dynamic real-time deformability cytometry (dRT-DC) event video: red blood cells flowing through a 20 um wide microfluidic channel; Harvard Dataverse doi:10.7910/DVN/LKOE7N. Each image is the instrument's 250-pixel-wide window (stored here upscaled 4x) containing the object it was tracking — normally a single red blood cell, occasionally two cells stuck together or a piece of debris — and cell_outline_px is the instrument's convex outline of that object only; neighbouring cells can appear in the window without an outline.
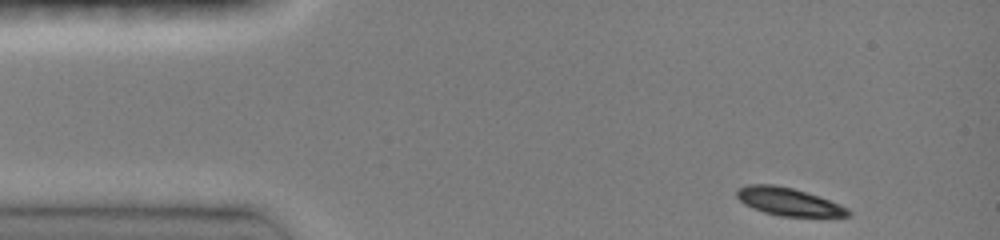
{"species": "common noctule bat (a hibernating species)", "species_latin": "Nyctalus noctula", "temperature_condition": "room temperature", "stored_images_in_passage": 31, "camera_frame_rate_fps": 3000, "um_per_image_px": 0.085, "animal": {"sex": "female", "body_mass_g": 19.0, "forearm_length_mm": 51.5}, "frame": {"image": 1, "passage_image": 1, "time_ms": 0.0, "image_size_px": [1000, 240], "cell_outline_px": [[852, 216], [780, 216], [764, 212], [752, 208], [744, 204], [736, 196], [736, 188], [748, 184], [776, 184], [792, 188], [820, 196], [840, 204], [848, 208], [852, 212]], "centroid_in_image_um": [67.02, 17.13], "position_along_channel_um": 18.0, "area_um2": 18.21}}
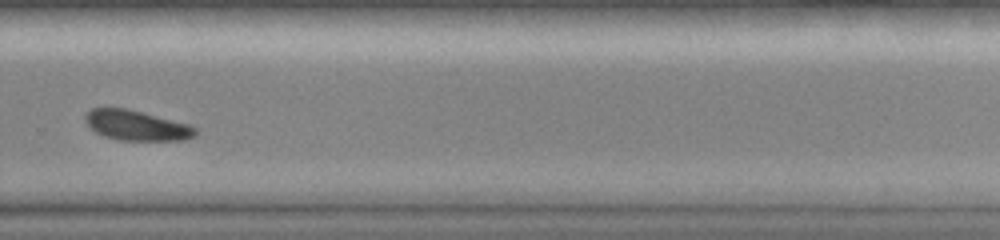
{"frame": {"image": 2, "passage_image": 24, "time_ms": 9.333, "image_size_px": [1000, 240], "cell_outline_px": [[200, 132], [196, 136], [184, 140], [120, 140], [104, 136], [96, 132], [84, 120], [84, 116], [92, 108], [128, 108], [188, 124], [196, 128]], "centroid_in_image_um": [11.64, 10.66], "position_along_channel_um": 318.2, "area_um2": 19.31}}
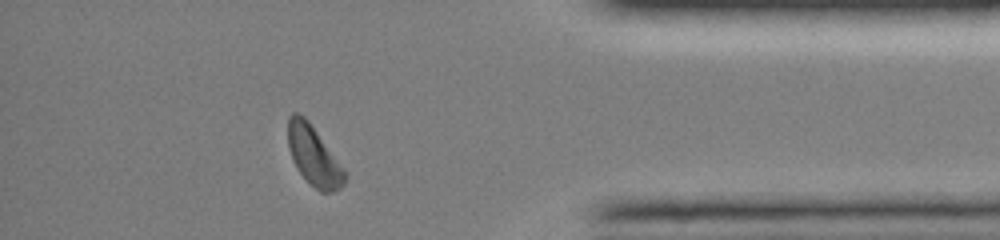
{"frame": {"image": 3, "passage_image": 29, "time_ms": 12.0, "image_size_px": [1000, 240], "cell_outline_px": [[348, 172], [344, 184], [340, 188], [332, 192], [320, 192], [308, 184], [296, 168], [292, 160], [288, 148], [288, 116], [292, 112], [296, 112], [304, 116], [308, 120]], "centroid_in_image_um": [26.67, 13.27], "position_along_channel_um": 408.5, "area_um2": 20.17}, "authors_computed_cell_mechanics": {"area_um2": 20.1722, "velocity_mm_per_s": 4.0586, "shape_relaxation_time_tau1_ms": 1.5155, "shape_relaxation_time_tau2_ms": null, "deformation_change_tau1": 0.0705, "deformation_change_tau2": null}}